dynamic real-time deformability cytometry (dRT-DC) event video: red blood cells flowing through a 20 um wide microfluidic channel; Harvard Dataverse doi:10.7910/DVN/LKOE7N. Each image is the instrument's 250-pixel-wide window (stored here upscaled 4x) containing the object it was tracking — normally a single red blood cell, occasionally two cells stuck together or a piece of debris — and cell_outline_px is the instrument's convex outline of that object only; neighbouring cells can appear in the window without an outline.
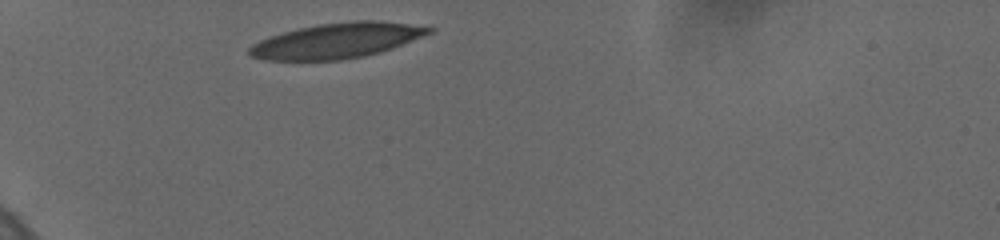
{"species": "human", "species_latin": "Homo sapiens", "temperature_condition": "cold", "stored_images_in_passage": 22, "camera_frame_rate_fps": 3000, "um_per_image_px": 0.085, "donor": {"sex": "female"}, "frame": {"image": 1, "passage_image": 1, "time_ms": 0.0, "image_size_px": [1000, 240], "cell_outline_px": [[436, 32], [392, 48], [380, 52], [364, 56], [340, 60], [264, 60], [248, 56], [248, 48], [252, 44], [260, 40], [284, 32], [300, 28], [320, 24], [352, 20], [376, 20], [408, 24], [436, 28]], "centroid_in_image_um": [28.66, 3.45], "position_along_channel_um": 56.3, "area_um2": 36.88}}
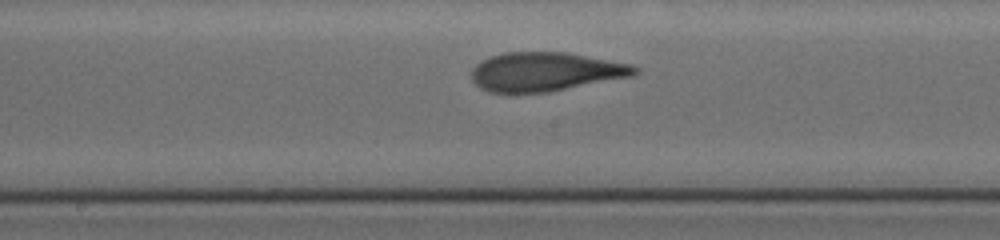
{"frame": {"image": 2, "passage_image": 13, "time_ms": 4.667, "image_size_px": [1000, 240], "cell_outline_px": [[640, 72], [632, 76], [548, 92], [488, 92], [480, 88], [472, 80], [472, 68], [480, 60], [504, 52], [568, 52], [632, 64], [640, 68]], "centroid_in_image_um": [46.38, 6.08], "position_along_channel_um": 201.8, "area_um2": 37.11}}
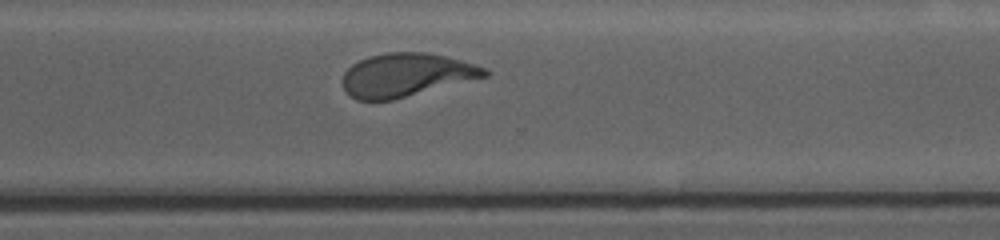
{"frame": {"image": 3, "passage_image": 22, "time_ms": 8.333, "image_size_px": [1000, 240], "cell_outline_px": [[492, 72], [488, 76], [392, 100], [356, 100], [344, 88], [344, 72], [352, 64], [368, 56], [388, 52], [424, 52], [444, 56], [460, 60], [488, 68]], "centroid_in_image_um": [34.56, 6.36], "position_along_channel_um": 336.0, "area_um2": 35.66}}